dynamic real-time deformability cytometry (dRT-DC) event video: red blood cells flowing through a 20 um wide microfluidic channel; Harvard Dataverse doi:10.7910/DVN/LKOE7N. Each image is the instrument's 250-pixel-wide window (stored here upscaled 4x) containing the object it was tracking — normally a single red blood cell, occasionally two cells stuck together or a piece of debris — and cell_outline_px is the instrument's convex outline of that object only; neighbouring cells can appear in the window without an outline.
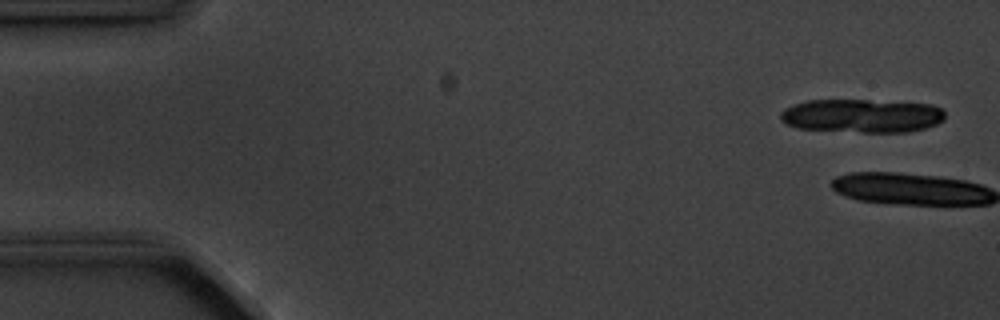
{"species": "common noctule bat (a hibernating species)", "species_latin": "Nyctalus noctula", "temperature_condition": "cold", "stored_images_in_passage": 5, "camera_frame_rate_fps": 3000, "um_per_image_px": 0.085, "animal": {"sex": "male", "body_mass_g": 20.1, "forearm_length_mm": 53.5}, "frame": {"image": 1, "passage_image": 1, "time_ms": 0.0, "image_size_px": [1000, 320], "cell_outline_px": [[944, 120], [936, 124], [924, 128], [908, 132], [860, 132], [796, 128], [784, 124], [780, 120], [780, 112], [784, 108], [808, 100], [868, 100], [932, 104], [940, 108], [944, 112]], "centroid_in_image_um": [73.23, 9.84], "position_along_channel_um": 11.8, "area_um2": 32.31}}